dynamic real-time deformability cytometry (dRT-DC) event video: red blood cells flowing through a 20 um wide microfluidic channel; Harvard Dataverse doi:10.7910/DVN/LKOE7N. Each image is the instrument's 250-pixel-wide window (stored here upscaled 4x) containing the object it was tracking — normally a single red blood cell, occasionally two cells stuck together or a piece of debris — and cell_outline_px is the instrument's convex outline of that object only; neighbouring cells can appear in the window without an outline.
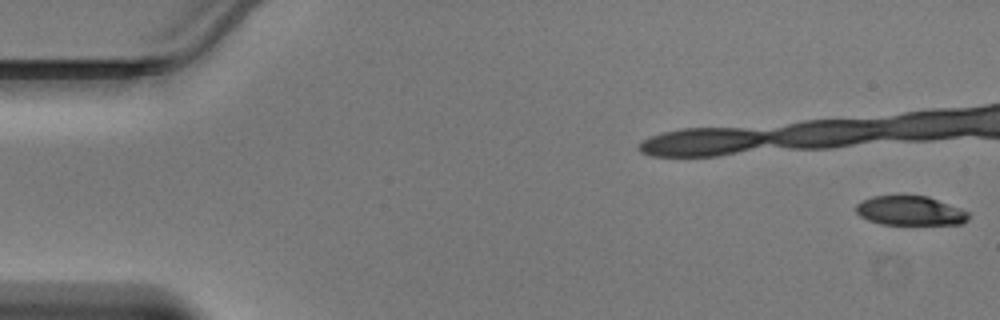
{"species": "Egyptian fruit bat (a non-hibernating species)", "species_latin": "Rousettus aegyptiacus", "temperature_condition": "warm", "stored_images_in_passage": 18, "camera_frame_rate_fps": 3000, "um_per_image_px": 0.085, "animal": {"sex": "male"}, "frame": {"image": 1, "passage_image": 1, "time_ms": 0.0, "image_size_px": [1000, 320], "cell_outline_px": [[968, 220], [960, 224], [880, 224], [868, 220], [860, 216], [856, 212], [856, 204], [872, 196], [928, 196], [960, 208], [968, 212]], "centroid_in_image_um": [77.35, 17.92], "position_along_channel_um": 7.6, "area_um2": 19.07}}
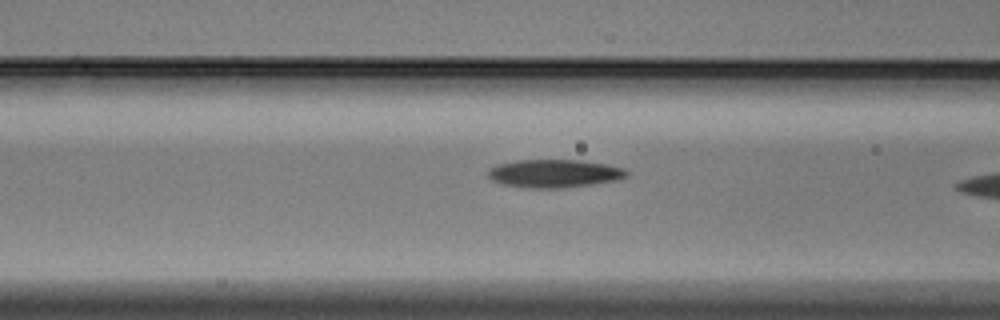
{"frame": {"image": 2, "passage_image": 16, "time_ms": 5.0, "image_size_px": [1000, 320], "cell_outline_px": [[628, 172], [624, 176], [616, 180], [588, 184], [556, 188], [528, 188], [500, 184], [492, 180], [488, 176], [488, 168], [496, 164], [516, 160], [576, 160], [604, 164], [624, 168]], "centroid_in_image_um": [47.01, 14.74], "position_along_channel_um": 119.6, "area_um2": 22.43}}